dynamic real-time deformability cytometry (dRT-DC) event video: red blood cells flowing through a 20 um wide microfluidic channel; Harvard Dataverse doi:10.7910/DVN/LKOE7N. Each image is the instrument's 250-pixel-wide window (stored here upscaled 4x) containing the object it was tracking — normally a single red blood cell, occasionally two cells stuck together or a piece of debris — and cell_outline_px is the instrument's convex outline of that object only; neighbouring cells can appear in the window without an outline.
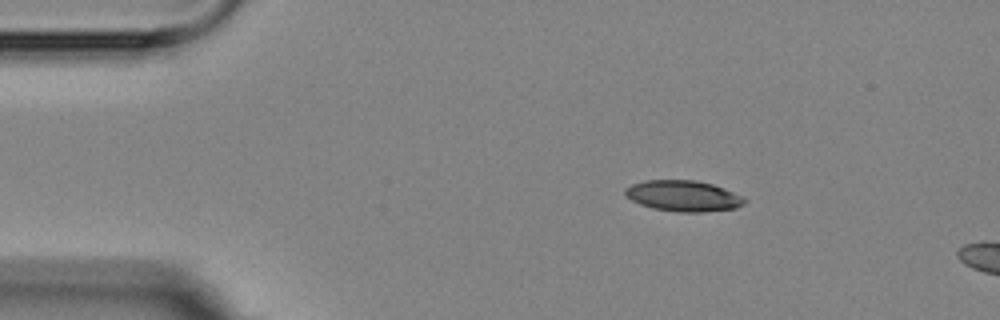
{"species": "Egyptian fruit bat (a non-hibernating species)", "species_latin": "Rousettus aegyptiacus", "temperature_condition": "room temperature", "stored_images_in_passage": 4, "camera_frame_rate_fps": 3000, "um_per_image_px": 0.085, "animal": {"sex": "female"}, "frame": {"image": 1, "passage_image": 2, "time_ms": 1.0, "image_size_px": [1000, 320], "cell_outline_px": [[748, 200], [744, 204], [736, 208], [704, 212], [676, 212], [652, 208], [640, 204], [632, 200], [624, 192], [624, 188], [632, 184], [644, 180], [696, 180], [712, 184], [724, 188], [744, 196]], "centroid_in_image_um": [58.11, 16.65], "position_along_channel_um": 26.9, "area_um2": 21.68}}